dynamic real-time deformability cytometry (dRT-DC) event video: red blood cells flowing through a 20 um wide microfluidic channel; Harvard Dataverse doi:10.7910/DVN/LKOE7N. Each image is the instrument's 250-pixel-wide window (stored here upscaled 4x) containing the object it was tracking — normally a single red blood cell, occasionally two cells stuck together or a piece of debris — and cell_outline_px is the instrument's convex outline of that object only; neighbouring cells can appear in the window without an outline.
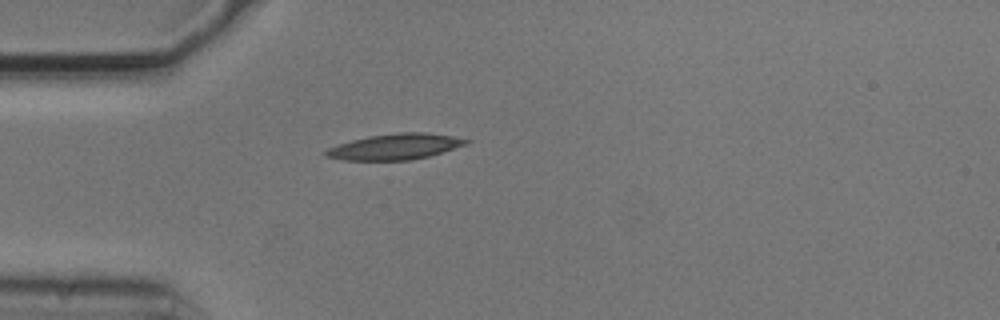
{"species": "common noctule bat (a hibernating species)", "species_latin": "Nyctalus noctula", "temperature_condition": "cold", "stored_images_in_passage": 4, "camera_frame_rate_fps": 3000, "um_per_image_px": 0.085, "animal": {"sex": "male", "body_mass_g": 20.5, "forearm_length_mm": 52.5}, "frame": {"image": 1, "passage_image": 4, "time_ms": 1.0, "image_size_px": [1000, 320], "cell_outline_px": [[472, 140], [468, 144], [428, 156], [408, 160], [344, 160], [324, 156], [324, 152], [328, 148], [352, 140], [368, 136], [400, 132], [424, 132], [452, 136]], "centroid_in_image_um": [33.59, 12.46], "position_along_channel_um": 51.4, "area_um2": 20.92}}